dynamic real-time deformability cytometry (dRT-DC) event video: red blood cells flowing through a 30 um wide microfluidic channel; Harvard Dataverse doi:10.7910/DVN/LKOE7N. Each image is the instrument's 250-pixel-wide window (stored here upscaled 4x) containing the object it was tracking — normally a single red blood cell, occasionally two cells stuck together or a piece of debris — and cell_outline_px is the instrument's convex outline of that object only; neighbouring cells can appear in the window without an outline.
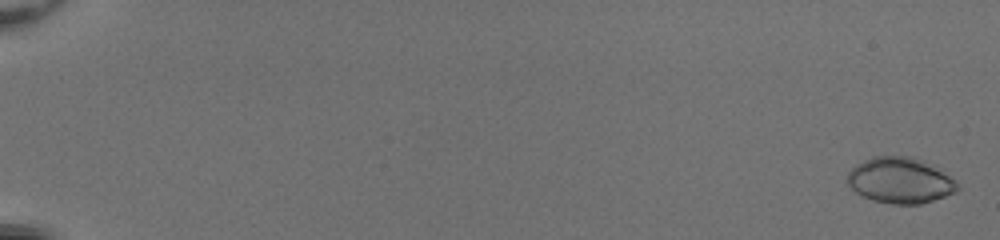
{"species": "common noctule bat (a hibernating species)", "species_latin": "Nyctalus noctula", "temperature_condition": "room temperature", "stored_images_in_passage": 54, "camera_frame_rate_fps": 3000, "um_per_image_px": 0.085, "animal": {"sex": "female", "body_mass_g": 20.0, "forearm_length_mm": 54.0}, "frame": {"image": 1, "passage_image": 2, "time_ms": 0.333, "image_size_px": [1000, 240], "cell_outline_px": [[960, 188], [956, 192], [920, 204], [892, 204], [872, 200], [860, 196], [848, 184], [848, 172], [856, 164], [872, 156], [912, 156], [920, 160], [956, 180]], "centroid_in_image_um": [76.48, 15.34], "position_along_channel_um": 8.5, "area_um2": 29.13}}
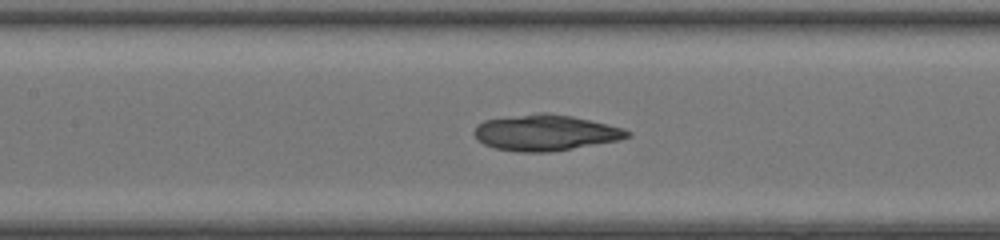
{"frame": {"image": 2, "passage_image": 29, "time_ms": 9.333, "image_size_px": [1000, 240], "cell_outline_px": [[632, 136], [620, 140], [548, 152], [520, 152], [496, 148], [484, 144], [472, 132], [476, 124], [484, 120], [540, 112], [548, 112], [572, 116], [608, 124], [624, 128], [632, 132]], "centroid_in_image_um": [46.38, 11.27], "position_along_channel_um": 161.0, "area_um2": 32.08}}
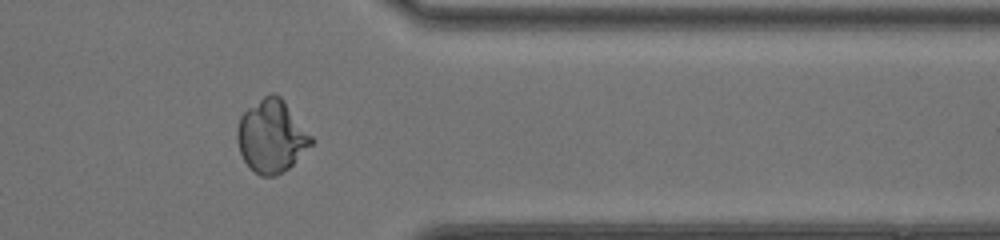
{"frame": {"image": 3, "passage_image": 46, "time_ms": 15.0, "image_size_px": [1000, 240], "cell_outline_px": [[316, 140], [288, 168], [276, 176], [260, 176], [244, 160], [240, 152], [236, 140], [236, 132], [240, 116], [248, 108], [264, 96], [272, 92], [280, 96], [284, 100]], "centroid_in_image_um": [23.09, 11.56], "position_along_channel_um": 388.3, "area_um2": 31.27}}